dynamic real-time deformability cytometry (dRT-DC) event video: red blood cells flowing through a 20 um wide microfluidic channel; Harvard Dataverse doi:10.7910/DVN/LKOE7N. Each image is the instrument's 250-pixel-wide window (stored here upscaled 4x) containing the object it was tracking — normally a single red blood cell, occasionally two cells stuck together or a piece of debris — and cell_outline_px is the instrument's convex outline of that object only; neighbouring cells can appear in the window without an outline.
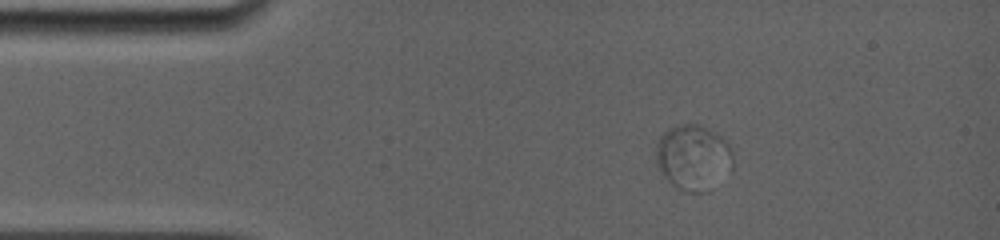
{"species": "common noctule bat (a hibernating species)", "species_latin": "Nyctalus noctula", "temperature_condition": "room temperature", "stored_images_in_passage": 37, "camera_frame_rate_fps": 5000, "um_per_image_px": 0.085, "animal": {"sex": "female", "body_mass_g": 19.0, "forearm_length_mm": 56.7}, "frame": {"image": 1, "passage_image": 6, "time_ms": 2.6, "image_size_px": [1000, 240], "cell_outline_px": [[732, 172], [700, 192], [684, 192], [672, 184], [668, 180], [656, 164], [656, 144], [660, 136], [668, 128], [680, 124], [700, 124], [716, 132], [728, 144], [732, 152]], "centroid_in_image_um": [58.91, 13.34], "position_along_channel_um": 26.1, "area_um2": 29.19}}
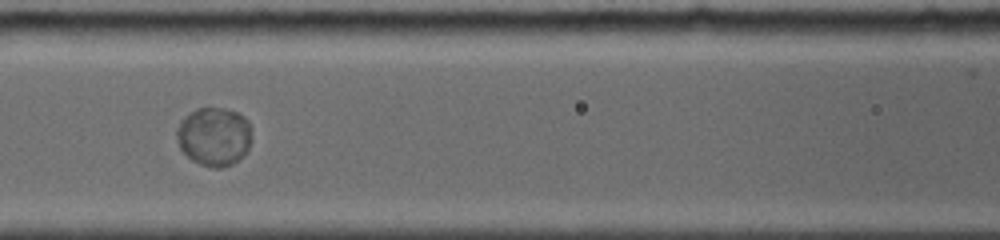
{"frame": {"image": 2, "passage_image": 16, "time_ms": 7.2, "image_size_px": [1000, 240], "cell_outline_px": [[252, 128], [248, 148], [232, 164], [224, 168], [212, 168], [200, 164], [192, 160], [180, 148], [176, 132], [176, 128], [180, 120], [184, 116], [196, 108], [224, 108], [236, 112], [244, 116], [248, 120]], "centroid_in_image_um": [18.18, 11.58], "position_along_channel_um": 148.4, "area_um2": 25.66}}
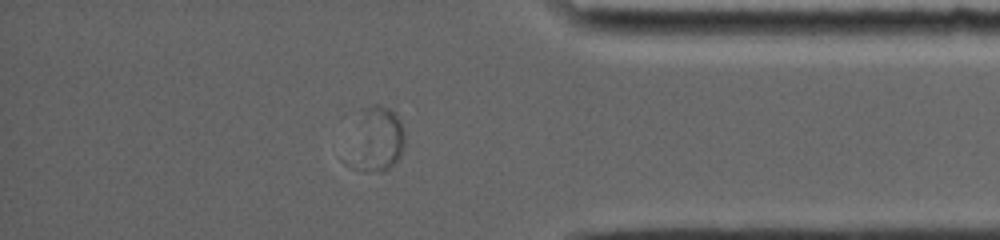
{"frame": {"image": 3, "passage_image": 32, "time_ms": 14.2, "image_size_px": [1000, 240], "cell_outline_px": [[404, 144], [396, 160], [392, 164], [380, 172], [376, 168], [356, 116], [360, 108], [372, 104], [380, 104], [388, 108], [400, 120], [404, 140]], "centroid_in_image_um": [32.41, 11.41], "position_along_channel_um": 402.8, "area_um2": 15.26}}